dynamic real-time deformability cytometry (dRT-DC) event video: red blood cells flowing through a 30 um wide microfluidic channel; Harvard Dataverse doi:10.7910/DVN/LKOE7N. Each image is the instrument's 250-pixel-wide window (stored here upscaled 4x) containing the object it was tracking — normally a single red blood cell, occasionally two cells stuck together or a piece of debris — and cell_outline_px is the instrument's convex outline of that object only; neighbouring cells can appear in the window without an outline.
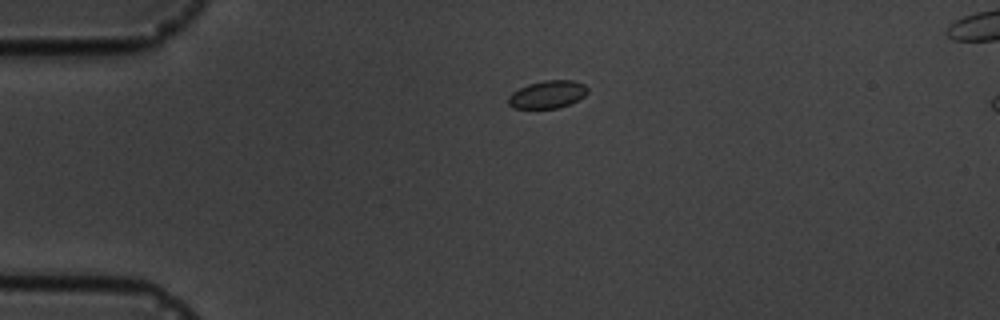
{"species": "common noctule bat (a hibernating species)", "species_latin": "Nyctalus noctula", "temperature_condition": "cold", "stored_images_in_passage": 4, "camera_frame_rate_fps": 3000, "um_per_image_px": 0.085, "animal": {"sex": "male", "body_mass_g": 19.5, "forearm_length_mm": 54.6}, "frame": {"image": 1, "passage_image": 1, "time_ms": 0.0, "image_size_px": [1000, 320], "cell_outline_px": [[588, 92], [584, 96], [568, 104], [556, 108], [512, 108], [508, 104], [508, 96], [512, 92], [528, 84], [544, 80], [572, 80], [584, 84], [588, 88]], "centroid_in_image_um": [46.52, 8.02], "position_along_channel_um": 38.5, "area_um2": 12.72}}
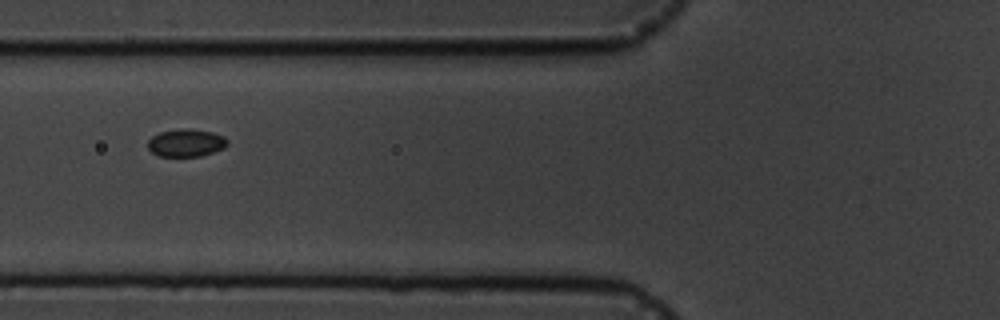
{"frame": {"image": 2, "passage_image": 3, "time_ms": 3.0, "image_size_px": [1000, 320], "cell_outline_px": [[228, 144], [224, 148], [200, 156], [156, 156], [148, 148], [148, 140], [152, 136], [160, 132], [188, 128], [212, 132], [224, 136], [228, 140]], "centroid_in_image_um": [15.82, 12.14], "position_along_channel_um": 110.0, "area_um2": 12.77}}
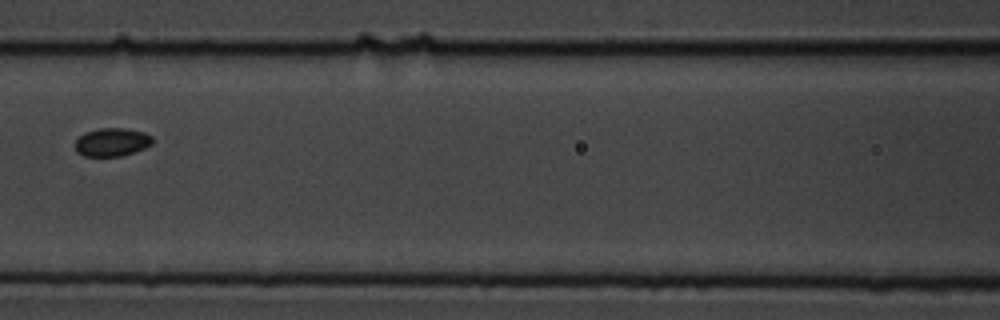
{"frame": {"image": 3, "passage_image": 4, "time_ms": 4.333, "image_size_px": [1000, 320], "cell_outline_px": [[152, 144], [144, 148], [120, 156], [84, 156], [76, 152], [76, 140], [84, 132], [100, 128], [124, 128], [144, 132], [152, 136]], "centroid_in_image_um": [9.5, 12.07], "position_along_channel_um": 157.1, "area_um2": 12.66}}